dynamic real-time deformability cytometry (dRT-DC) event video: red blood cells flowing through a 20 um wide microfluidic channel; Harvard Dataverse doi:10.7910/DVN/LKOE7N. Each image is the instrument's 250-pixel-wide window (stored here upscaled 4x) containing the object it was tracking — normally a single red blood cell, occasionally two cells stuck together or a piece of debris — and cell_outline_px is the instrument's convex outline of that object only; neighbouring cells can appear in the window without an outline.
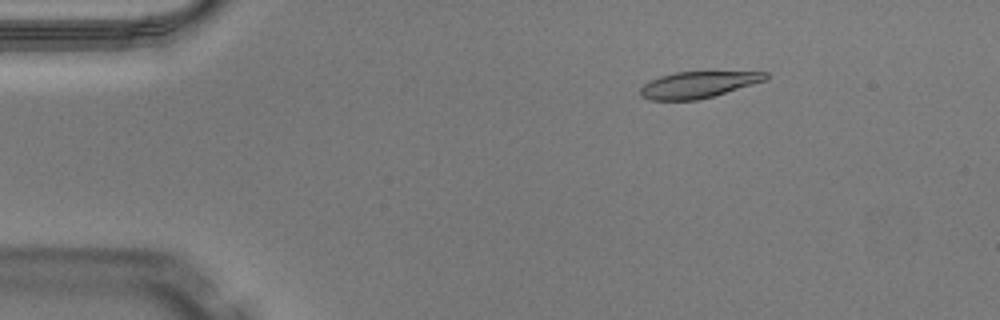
{"species": "Egyptian fruit bat (a non-hibernating species)", "species_latin": "Rousettus aegyptiacus", "temperature_condition": "warm", "stored_images_in_passage": 50, "camera_frame_rate_fps": 3000, "um_per_image_px": 0.085, "animal": {"sex": "male"}, "frame": {"image": 1, "passage_image": 8, "time_ms": 2.333, "image_size_px": [1000, 320], "cell_outline_px": [[768, 76], [764, 80], [752, 84], [712, 96], [696, 100], [648, 100], [640, 96], [640, 88], [644, 84], [660, 76], [676, 72], [768, 72]], "centroid_in_image_um": [59.27, 7.2], "position_along_channel_um": 25.7, "area_um2": 18.9}}
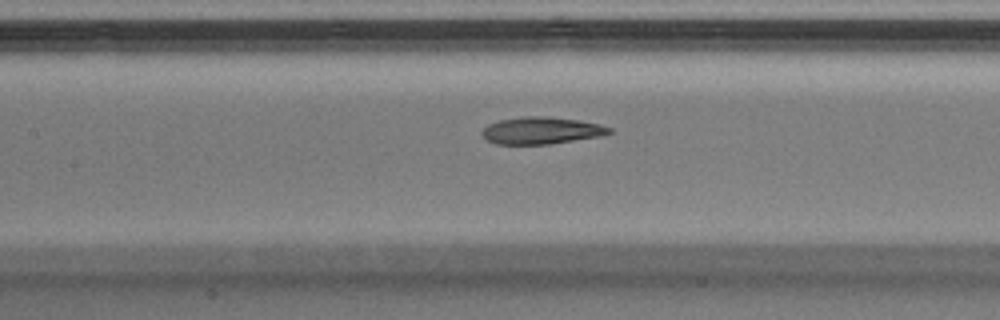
{"frame": {"image": 2, "passage_image": 23, "time_ms": 7.333, "image_size_px": [1000, 320], "cell_outline_px": [[612, 132], [600, 136], [548, 144], [496, 144], [488, 140], [480, 132], [488, 124], [500, 120], [524, 116], [548, 116], [576, 120], [600, 124], [612, 128]], "centroid_in_image_um": [46.01, 11.09], "position_along_channel_um": 161.4, "area_um2": 19.88}}
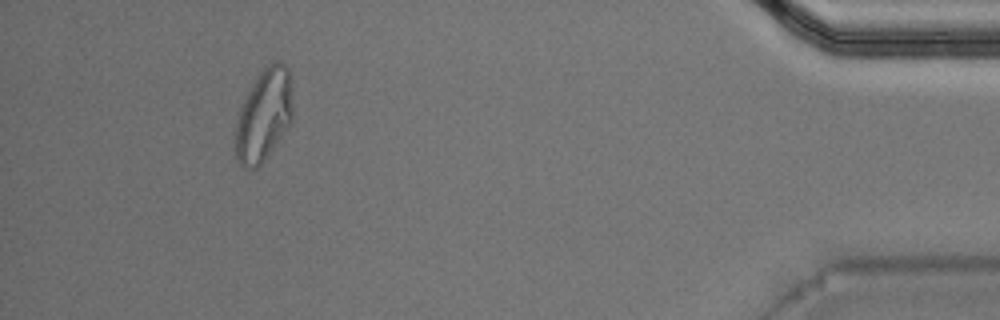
{"frame": {"image": 3, "passage_image": 46, "time_ms": 15.0, "image_size_px": [1000, 320], "cell_outline_px": [[292, 120], [268, 156], [256, 168], [244, 168], [236, 160], [236, 124], [240, 108], [256, 76], [272, 60], [280, 60], [288, 68], [292, 108]], "centroid_in_image_um": [22.42, 9.78], "position_along_channel_um": 412.8, "area_um2": 30.46}, "authors_computed_cell_mechanics": {"area_um2": 20.519, "velocity_mm_per_s": 4.0766, "shape_relaxation_time_tau1_ms": null, "shape_relaxation_time_tau2_ms": 2.5536, "deformation_change_tau1": null, "deformation_change_tau2": 0.1029}}